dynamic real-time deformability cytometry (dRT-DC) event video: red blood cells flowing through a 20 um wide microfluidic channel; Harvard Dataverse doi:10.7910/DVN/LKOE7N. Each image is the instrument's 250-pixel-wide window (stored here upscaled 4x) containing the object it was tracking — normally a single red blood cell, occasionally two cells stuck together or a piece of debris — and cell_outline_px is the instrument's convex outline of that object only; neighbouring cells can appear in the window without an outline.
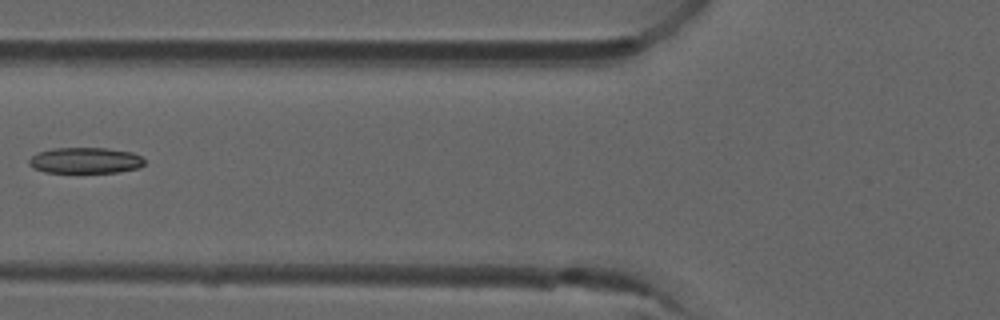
{"species": "common noctule bat (a hibernating species)", "species_latin": "Nyctalus noctula", "temperature_condition": "room temperature", "stored_images_in_passage": 3, "camera_frame_rate_fps": 3000, "um_per_image_px": 0.085, "animal": {"sex": "male", "forearm_length_mm": 52.5}, "frame": {"image": 1, "passage_image": 2, "time_ms": 0.333, "image_size_px": [1000, 320], "cell_outline_px": [[144, 164], [140, 168], [116, 172], [44, 172], [32, 168], [28, 164], [28, 160], [32, 156], [40, 152], [52, 148], [108, 148], [132, 152], [140, 156], [144, 160]], "centroid_in_image_um": [7.25, 13.63], "position_along_channel_um": 118.6, "area_um2": 17.46}}
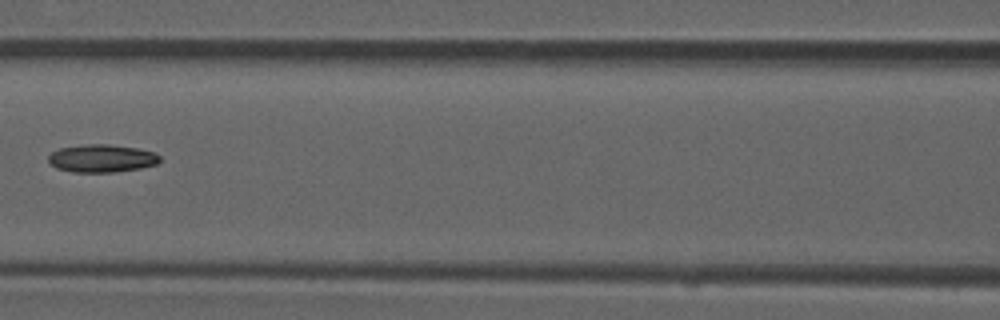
{"frame": {"image": 2, "passage_image": 3, "time_ms": 0.667, "image_size_px": [1000, 320], "cell_outline_px": [[160, 160], [156, 164], [140, 168], [112, 172], [72, 172], [56, 168], [48, 160], [48, 156], [52, 152], [60, 148], [84, 144], [108, 144], [136, 148], [152, 152], [160, 156]], "centroid_in_image_um": [8.62, 13.46], "position_along_channel_um": 158.0, "area_um2": 17.92}}